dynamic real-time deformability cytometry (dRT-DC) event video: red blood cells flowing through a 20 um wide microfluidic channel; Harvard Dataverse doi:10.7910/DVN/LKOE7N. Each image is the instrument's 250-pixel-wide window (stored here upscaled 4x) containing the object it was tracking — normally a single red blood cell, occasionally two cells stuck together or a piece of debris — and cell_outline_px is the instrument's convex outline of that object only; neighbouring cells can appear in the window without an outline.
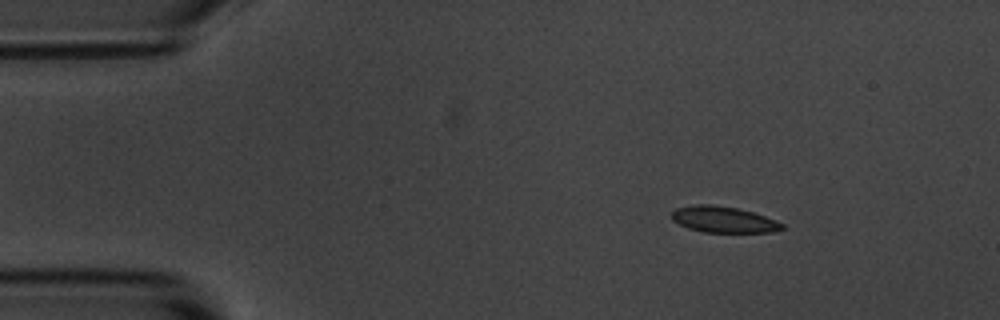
{"species": "common noctule bat (a hibernating species)", "species_latin": "Nyctalus noctula", "temperature_condition": "room temperature", "stored_images_in_passage": 4, "camera_frame_rate_fps": 3000, "um_per_image_px": 0.085, "animal": {"sex": "male", "body_mass_g": 20.1, "forearm_length_mm": 53.5}, "frame": {"image": 1, "passage_image": 1, "time_ms": 0.0, "image_size_px": [1000, 320], "cell_outline_px": [[784, 228], [772, 232], [704, 232], [688, 228], [672, 220], [672, 212], [676, 208], [696, 204], [712, 204], [736, 208], [752, 212], [776, 220], [784, 224]], "centroid_in_image_um": [61.49, 18.66], "position_along_channel_um": 23.5, "area_um2": 16.7}}
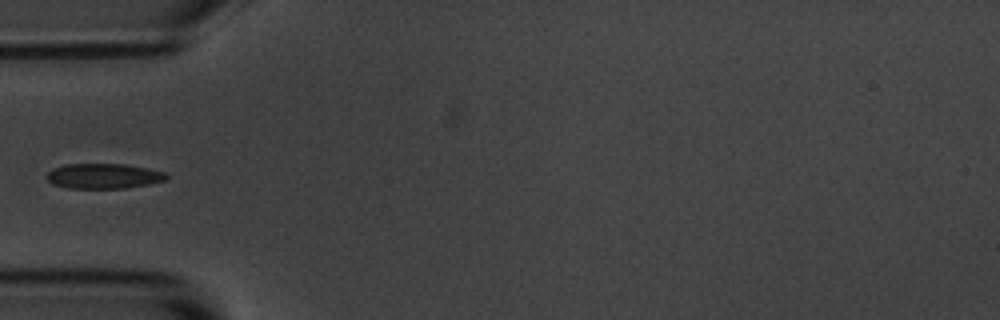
{"frame": {"image": 2, "passage_image": 4, "time_ms": 3.333, "image_size_px": [1000, 320], "cell_outline_px": [[168, 176], [164, 180], [148, 184], [124, 188], [68, 188], [52, 184], [44, 176], [52, 168], [68, 164], [124, 164], [148, 168], [164, 172]], "centroid_in_image_um": [8.76, 14.96], "position_along_channel_um": 76.2, "area_um2": 17.46}}